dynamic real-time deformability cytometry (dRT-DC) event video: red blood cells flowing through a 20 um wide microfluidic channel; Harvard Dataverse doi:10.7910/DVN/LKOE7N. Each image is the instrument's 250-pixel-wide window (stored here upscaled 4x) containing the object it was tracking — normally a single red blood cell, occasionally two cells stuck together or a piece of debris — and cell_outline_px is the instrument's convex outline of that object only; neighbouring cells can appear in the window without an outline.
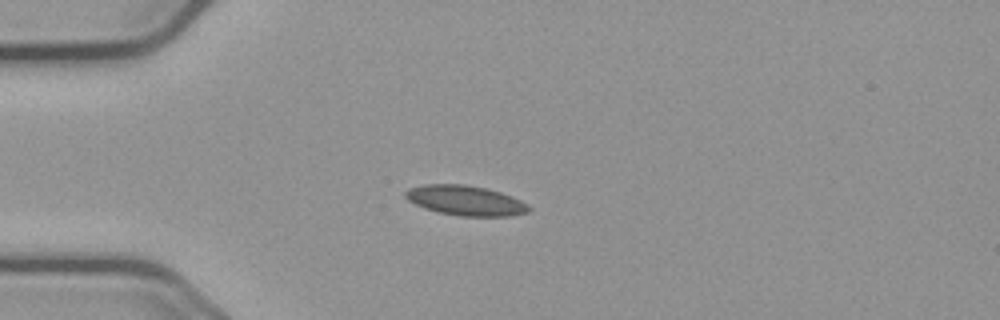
{"species": "common noctule bat (a hibernating species)", "species_latin": "Nyctalus noctula", "temperature_condition": "cold", "stored_images_in_passage": 42, "camera_frame_rate_fps": 3000, "um_per_image_px": 0.085, "animal": {"sex": "male", "body_mass_g": 23.1, "forearm_length_mm": 52.7}, "frame": {"image": 1, "passage_image": 1, "time_ms": 0.0, "image_size_px": [1000, 320], "cell_outline_px": [[532, 208], [528, 212], [512, 216], [460, 216], [436, 212], [424, 208], [408, 200], [404, 196], [404, 192], [408, 188], [424, 184], [464, 184], [484, 188], [500, 192], [512, 196], [528, 204]], "centroid_in_image_um": [39.56, 17.04], "position_along_channel_um": 45.4, "area_um2": 21.68}}
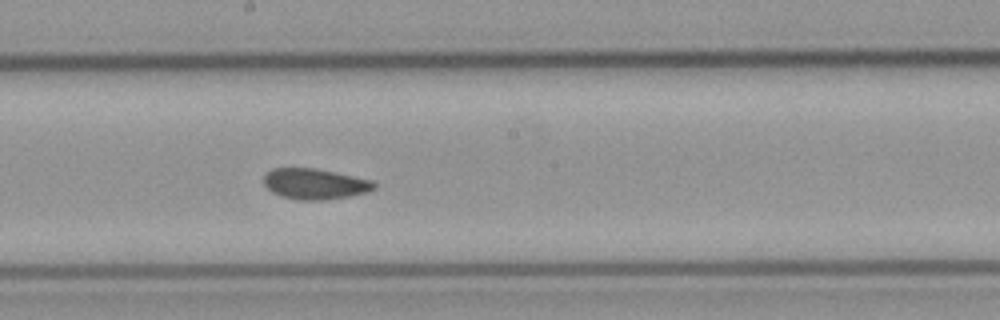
{"frame": {"image": 2, "passage_image": 17, "time_ms": 5.333, "image_size_px": [1000, 320], "cell_outline_px": [[376, 188], [368, 192], [348, 196], [324, 200], [300, 200], [280, 196], [272, 192], [264, 184], [264, 176], [272, 168], [316, 168], [336, 172], [372, 180], [376, 184]], "centroid_in_image_um": [26.77, 15.63], "position_along_channel_um": 221.4, "area_um2": 19.77}}
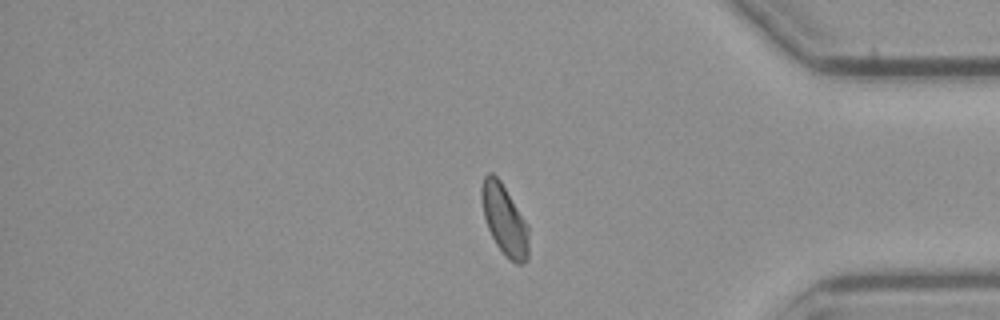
{"frame": {"image": 3, "passage_image": 33, "time_ms": 10.667, "image_size_px": [1000, 320], "cell_outline_px": [[528, 260], [524, 264], [516, 264], [504, 256], [496, 244], [488, 228], [484, 216], [480, 196], [480, 188], [484, 176], [488, 172], [492, 172], [500, 180], [528, 224]], "centroid_in_image_um": [42.87, 18.69], "position_along_channel_um": 392.3, "area_um2": 19.54}, "authors_computed_cell_mechanics": {"area_um2": 19.8254, "velocity_mm_per_s": 3.6615, "shape_relaxation_time_tau1_ms": null, "shape_relaxation_time_tau2_ms": 2.7621, "deformation_change_tau1": null, "deformation_change_tau2": 0.061}}